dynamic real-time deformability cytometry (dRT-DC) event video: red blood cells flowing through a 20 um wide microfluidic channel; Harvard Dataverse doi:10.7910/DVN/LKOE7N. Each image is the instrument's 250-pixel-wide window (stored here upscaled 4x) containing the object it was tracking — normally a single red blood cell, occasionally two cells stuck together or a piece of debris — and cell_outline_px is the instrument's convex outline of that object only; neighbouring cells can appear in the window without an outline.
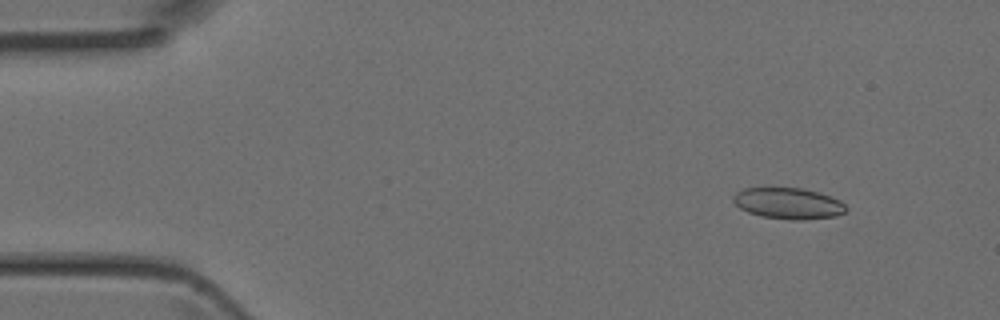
{"species": "Egyptian fruit bat (a non-hibernating species)", "species_latin": "Rousettus aegyptiacus", "temperature_condition": "room temperature", "stored_images_in_passage": 5, "camera_frame_rate_fps": 3000, "um_per_image_px": 0.085, "animal": {"sex": "female"}, "frame": {"image": 1, "passage_image": 1, "time_ms": 0.0, "image_size_px": [1000, 320], "cell_outline_px": [[848, 208], [844, 212], [836, 216], [804, 220], [792, 220], [760, 216], [748, 212], [740, 208], [732, 200], [732, 196], [736, 192], [744, 188], [804, 188], [820, 192], [832, 196], [840, 200]], "centroid_in_image_um": [67.02, 17.28], "position_along_channel_um": 18.0, "area_um2": 20.69}}
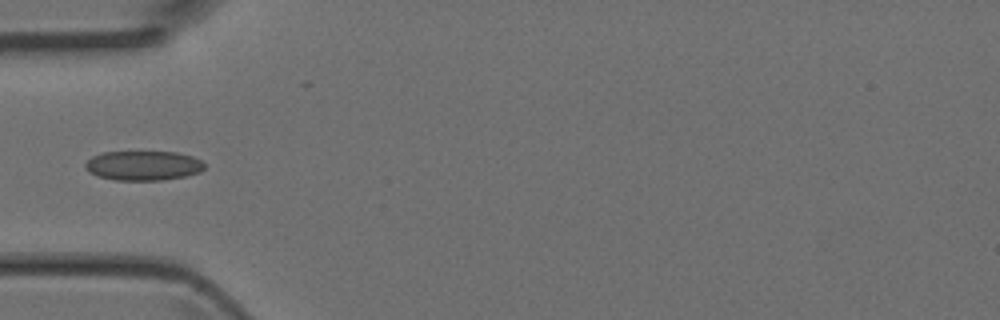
{"frame": {"image": 2, "passage_image": 4, "time_ms": 1.0, "image_size_px": [1000, 320], "cell_outline_px": [[204, 168], [200, 172], [184, 176], [160, 180], [116, 180], [96, 176], [88, 172], [84, 168], [84, 164], [92, 156], [104, 152], [176, 152], [192, 156], [200, 160], [204, 164]], "centroid_in_image_um": [12.14, 14.07], "position_along_channel_um": 72.9, "area_um2": 20.52}}
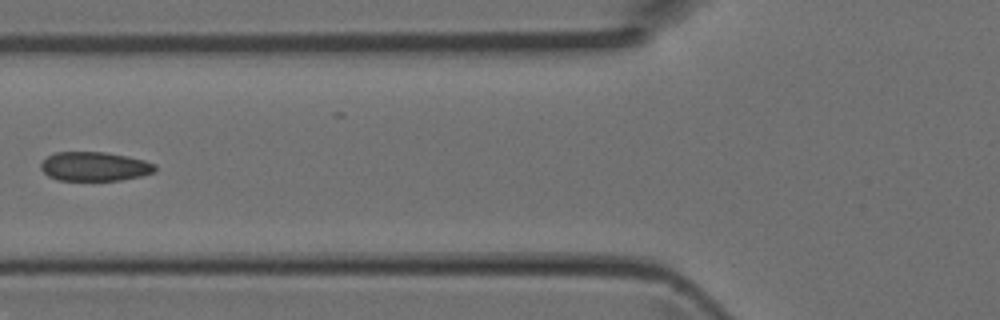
{"frame": {"image": 3, "passage_image": 5, "time_ms": 1.333, "image_size_px": [1000, 320], "cell_outline_px": [[156, 172], [140, 176], [120, 180], [56, 180], [48, 176], [40, 168], [40, 164], [48, 156], [56, 152], [104, 152], [128, 156], [144, 160], [156, 164]], "centroid_in_image_um": [8.05, 14.15], "position_along_channel_um": 117.8, "area_um2": 19.42}}